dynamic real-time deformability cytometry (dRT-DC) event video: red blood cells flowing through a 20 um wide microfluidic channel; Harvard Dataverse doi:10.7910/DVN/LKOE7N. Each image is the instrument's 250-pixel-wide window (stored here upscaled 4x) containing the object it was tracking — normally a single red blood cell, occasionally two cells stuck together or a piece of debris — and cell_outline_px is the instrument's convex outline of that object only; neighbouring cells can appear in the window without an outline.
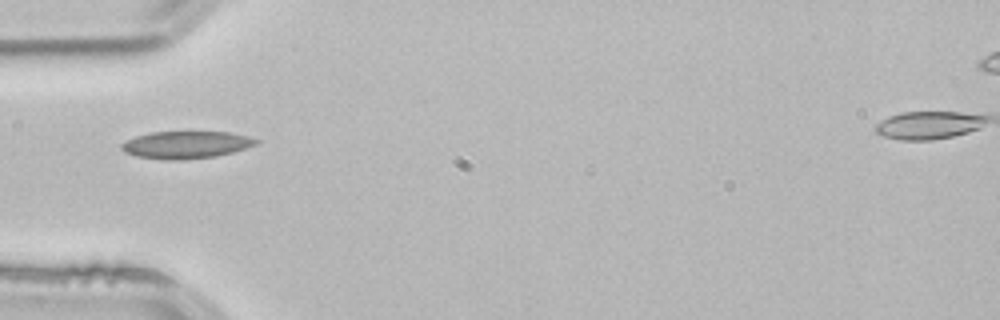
{"species": "common noctule bat (a hibernating species)", "species_latin": "Nyctalus noctula", "temperature_condition": "room temperature", "stored_images_in_passage": 3, "camera_frame_rate_fps": 3000, "um_per_image_px": 0.085, "animal": {"sex": "male", "body_mass_g": 21.5, "forearm_length_mm": 52.0}, "frame": {"image": 1, "passage_image": 3, "time_ms": 0.667, "image_size_px": [1000, 320], "cell_outline_px": [[260, 140], [256, 144], [232, 152], [216, 156], [184, 160], [164, 160], [136, 156], [124, 152], [120, 148], [120, 144], [136, 136], [148, 132], [228, 132], [248, 136]], "centroid_in_image_um": [15.78, 12.31], "position_along_channel_um": 69.2, "area_um2": 21.44}}